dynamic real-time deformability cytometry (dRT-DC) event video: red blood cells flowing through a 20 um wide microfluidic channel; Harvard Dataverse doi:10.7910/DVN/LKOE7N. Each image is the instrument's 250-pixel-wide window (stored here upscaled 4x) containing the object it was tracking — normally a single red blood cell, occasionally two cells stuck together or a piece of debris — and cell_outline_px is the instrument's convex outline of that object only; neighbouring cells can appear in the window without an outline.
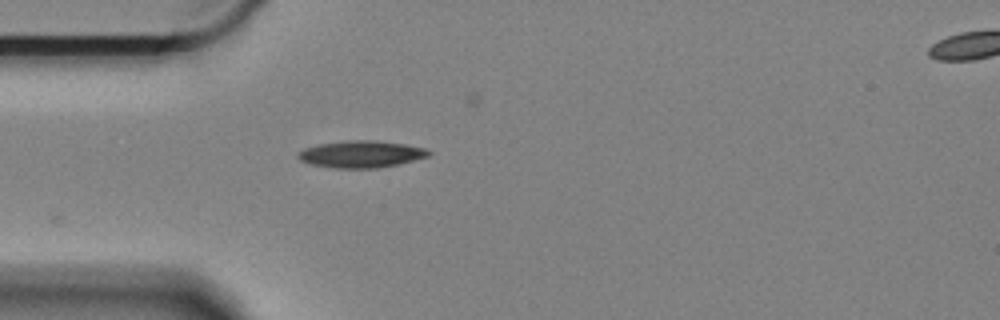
{"species": "Egyptian fruit bat (a non-hibernating species)", "species_latin": "Rousettus aegyptiacus", "temperature_condition": "cold", "stored_images_in_passage": 30, "camera_frame_rate_fps": 3000, "um_per_image_px": 0.085, "animal": {"sex": "female"}, "frame": {"image": 1, "passage_image": 1, "time_ms": 0.0, "image_size_px": [1000, 320], "cell_outline_px": [[432, 152], [428, 156], [396, 164], [376, 168], [336, 168], [312, 164], [300, 160], [296, 156], [296, 152], [304, 148], [320, 144], [348, 140], [376, 140], [404, 144], [424, 148]], "centroid_in_image_um": [30.65, 13.09], "position_along_channel_um": 54.3, "area_um2": 20.29}}
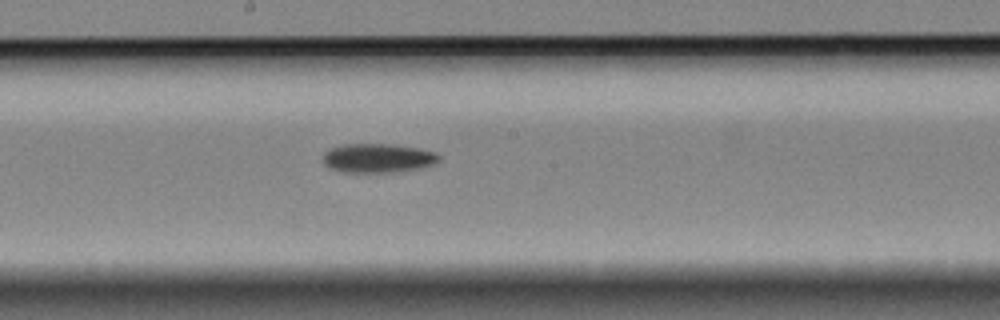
{"frame": {"image": 2, "passage_image": 16, "time_ms": 5.0, "image_size_px": [1000, 320], "cell_outline_px": [[440, 160], [432, 164], [420, 168], [400, 172], [344, 172], [328, 168], [324, 164], [324, 152], [332, 148], [344, 144], [396, 144], [436, 152], [440, 156]], "centroid_in_image_um": [32.13, 13.44], "position_along_channel_um": 216.1, "area_um2": 19.71}}
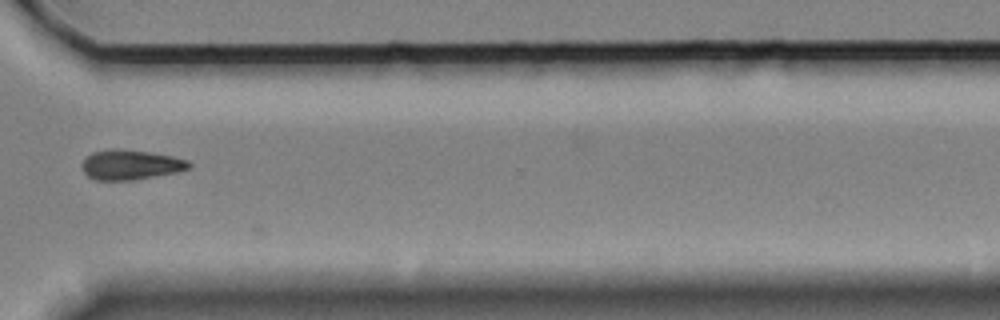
{"frame": {"image": 3, "passage_image": 29, "time_ms": 9.333, "image_size_px": [1000, 320], "cell_outline_px": [[192, 168], [176, 172], [136, 180], [96, 180], [88, 176], [84, 172], [80, 164], [92, 152], [148, 152], [172, 156], [188, 160], [192, 164]], "centroid_in_image_um": [11.16, 14.06], "position_along_channel_um": 359.4, "area_um2": 17.86}}